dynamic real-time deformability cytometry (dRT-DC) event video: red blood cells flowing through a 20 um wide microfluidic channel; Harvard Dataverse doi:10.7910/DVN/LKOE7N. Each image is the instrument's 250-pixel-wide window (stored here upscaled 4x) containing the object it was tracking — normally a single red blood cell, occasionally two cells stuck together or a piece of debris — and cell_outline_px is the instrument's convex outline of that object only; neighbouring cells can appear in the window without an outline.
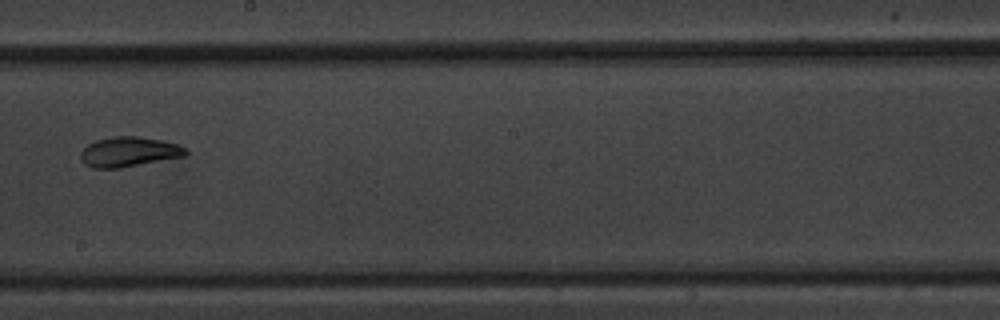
{"species": "common noctule bat (a hibernating species)", "species_latin": "Nyctalus noctula", "temperature_condition": "warm", "stored_images_in_passage": 16, "camera_frame_rate_fps": 3000, "um_per_image_px": 0.085, "animal": {"sex": "male", "body_mass_g": 20.1, "forearm_length_mm": 53.5}, "frame": {"image": 1, "passage_image": 9, "time_ms": 9.333, "image_size_px": [1000, 320], "cell_outline_px": [[188, 156], [120, 168], [92, 168], [84, 164], [80, 160], [80, 152], [88, 144], [96, 140], [112, 136], [140, 136], [180, 144], [188, 148]], "centroid_in_image_um": [10.99, 12.91], "position_along_channel_um": 237.2, "area_um2": 18.73}}
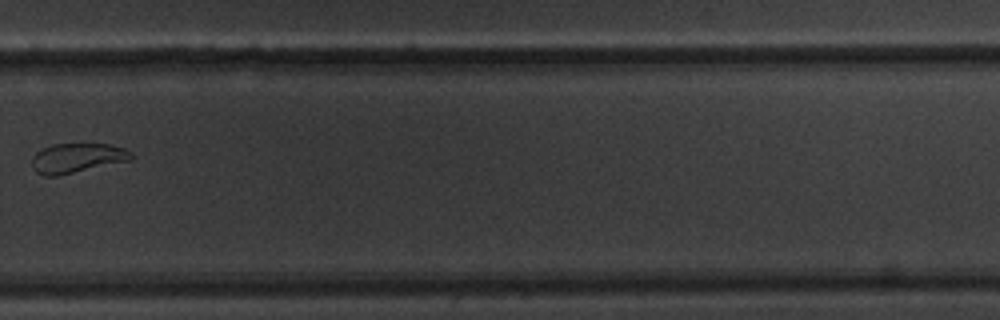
{"frame": {"image": 2, "passage_image": 11, "time_ms": 11.667, "image_size_px": [1000, 320], "cell_outline_px": [[132, 160], [56, 176], [44, 176], [36, 172], [32, 168], [32, 156], [36, 152], [52, 144], [108, 144], [124, 148], [132, 152]], "centroid_in_image_um": [6.54, 13.43], "position_along_channel_um": 323.3, "area_um2": 17.11}, "authors_computed_cell_mechanics": {"area_um2": 20.0277, "velocity_mm_per_s": 3.6998, "shape_relaxation_time_tau1_ms": 4.1487, "shape_relaxation_time_tau2_ms": 1.0649, "deformation_change_tau1": 0.1444, "deformation_change_tau2": 0.0562}}